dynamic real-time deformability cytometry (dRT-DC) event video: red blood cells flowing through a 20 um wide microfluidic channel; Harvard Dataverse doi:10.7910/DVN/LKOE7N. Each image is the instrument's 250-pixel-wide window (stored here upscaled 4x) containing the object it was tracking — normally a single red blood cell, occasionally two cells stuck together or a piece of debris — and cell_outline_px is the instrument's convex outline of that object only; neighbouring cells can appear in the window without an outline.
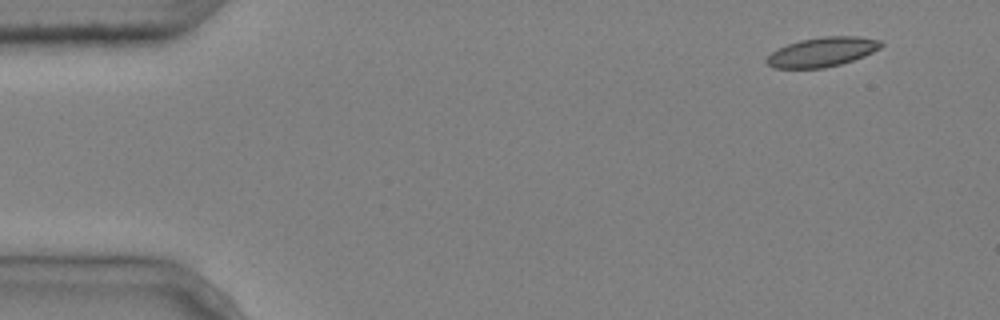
{"species": "common noctule bat (a hibernating species)", "species_latin": "Nyctalus noctula", "temperature_condition": "cold", "stored_images_in_passage": 7, "camera_frame_rate_fps": 3000, "um_per_image_px": 0.085, "animal": {"sex": "male", "body_mass_g": 20.4}, "frame": {"image": 1, "passage_image": 1, "time_ms": 0.0, "image_size_px": [1000, 320], "cell_outline_px": [[884, 44], [880, 48], [864, 56], [840, 64], [824, 68], [772, 68], [764, 60], [776, 48], [800, 40], [824, 36], [856, 36], [880, 40]], "centroid_in_image_um": [69.86, 4.41], "position_along_channel_um": 15.1, "area_um2": 19.59}}
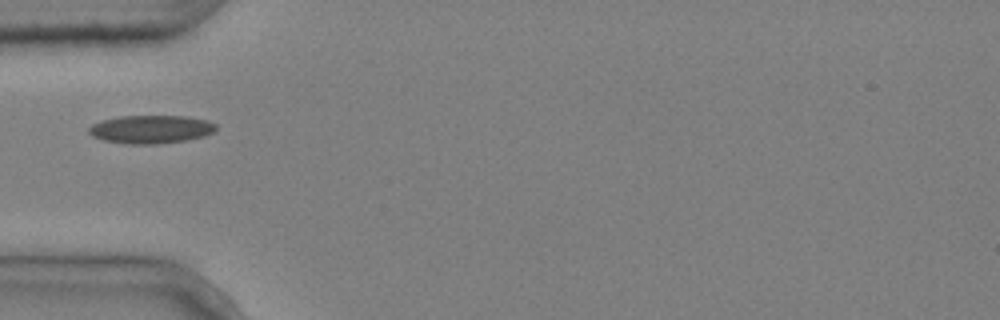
{"frame": {"image": 2, "passage_image": 4, "time_ms": 1.0, "image_size_px": [1000, 320], "cell_outline_px": [[216, 128], [212, 132], [204, 136], [188, 140], [156, 144], [128, 144], [104, 140], [92, 136], [88, 132], [88, 128], [92, 124], [104, 120], [120, 116], [184, 116], [208, 120], [216, 124]], "centroid_in_image_um": [12.83, 10.99], "position_along_channel_um": 72.2, "area_um2": 20.87}}